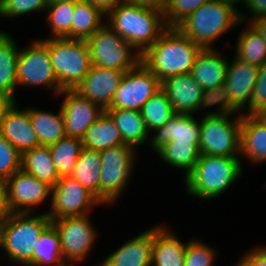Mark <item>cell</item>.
Segmentation results:
<instances>
[{"mask_svg": "<svg viewBox=\"0 0 266 266\" xmlns=\"http://www.w3.org/2000/svg\"><path fill=\"white\" fill-rule=\"evenodd\" d=\"M82 148L81 139L67 136L49 146L53 164L60 178L71 175Z\"/></svg>", "mask_w": 266, "mask_h": 266, "instance_id": "obj_36", "label": "cell"}, {"mask_svg": "<svg viewBox=\"0 0 266 266\" xmlns=\"http://www.w3.org/2000/svg\"><path fill=\"white\" fill-rule=\"evenodd\" d=\"M88 216L51 220V224L58 231L62 257L68 266H74L76 262L83 261L96 242L97 231Z\"/></svg>", "mask_w": 266, "mask_h": 266, "instance_id": "obj_12", "label": "cell"}, {"mask_svg": "<svg viewBox=\"0 0 266 266\" xmlns=\"http://www.w3.org/2000/svg\"><path fill=\"white\" fill-rule=\"evenodd\" d=\"M240 157L201 154L194 169L184 177L187 193L199 199H213L242 175Z\"/></svg>", "mask_w": 266, "mask_h": 266, "instance_id": "obj_4", "label": "cell"}, {"mask_svg": "<svg viewBox=\"0 0 266 266\" xmlns=\"http://www.w3.org/2000/svg\"><path fill=\"white\" fill-rule=\"evenodd\" d=\"M161 89V81L140 61L124 72L109 108L141 110L143 104Z\"/></svg>", "mask_w": 266, "mask_h": 266, "instance_id": "obj_14", "label": "cell"}, {"mask_svg": "<svg viewBox=\"0 0 266 266\" xmlns=\"http://www.w3.org/2000/svg\"><path fill=\"white\" fill-rule=\"evenodd\" d=\"M165 226H153L151 266H184L186 244Z\"/></svg>", "mask_w": 266, "mask_h": 266, "instance_id": "obj_23", "label": "cell"}, {"mask_svg": "<svg viewBox=\"0 0 266 266\" xmlns=\"http://www.w3.org/2000/svg\"><path fill=\"white\" fill-rule=\"evenodd\" d=\"M21 170L54 186L60 179L49 146H38L21 154Z\"/></svg>", "mask_w": 266, "mask_h": 266, "instance_id": "obj_28", "label": "cell"}, {"mask_svg": "<svg viewBox=\"0 0 266 266\" xmlns=\"http://www.w3.org/2000/svg\"><path fill=\"white\" fill-rule=\"evenodd\" d=\"M193 116L194 114L176 113L165 125L154 130L150 147L157 152L168 142H183L199 148L200 121Z\"/></svg>", "mask_w": 266, "mask_h": 266, "instance_id": "obj_20", "label": "cell"}, {"mask_svg": "<svg viewBox=\"0 0 266 266\" xmlns=\"http://www.w3.org/2000/svg\"><path fill=\"white\" fill-rule=\"evenodd\" d=\"M244 15L233 5L209 0L182 20L176 28L198 43L202 48H213L212 43L239 24L245 23Z\"/></svg>", "mask_w": 266, "mask_h": 266, "instance_id": "obj_3", "label": "cell"}, {"mask_svg": "<svg viewBox=\"0 0 266 266\" xmlns=\"http://www.w3.org/2000/svg\"><path fill=\"white\" fill-rule=\"evenodd\" d=\"M50 210L51 220L65 217L85 216L91 208L102 204L92 193L71 176L61 177L52 186Z\"/></svg>", "mask_w": 266, "mask_h": 266, "instance_id": "obj_13", "label": "cell"}, {"mask_svg": "<svg viewBox=\"0 0 266 266\" xmlns=\"http://www.w3.org/2000/svg\"><path fill=\"white\" fill-rule=\"evenodd\" d=\"M218 111V112H217ZM237 112L224 109H216L205 113L200 121L201 154L211 156H240V129L242 113L233 121L231 115Z\"/></svg>", "mask_w": 266, "mask_h": 266, "instance_id": "obj_6", "label": "cell"}, {"mask_svg": "<svg viewBox=\"0 0 266 266\" xmlns=\"http://www.w3.org/2000/svg\"><path fill=\"white\" fill-rule=\"evenodd\" d=\"M228 61L214 48H203L190 71L192 78L215 101L221 94L227 76Z\"/></svg>", "mask_w": 266, "mask_h": 266, "instance_id": "obj_18", "label": "cell"}, {"mask_svg": "<svg viewBox=\"0 0 266 266\" xmlns=\"http://www.w3.org/2000/svg\"><path fill=\"white\" fill-rule=\"evenodd\" d=\"M28 114L41 146H50L66 136L61 109L55 114L28 107Z\"/></svg>", "mask_w": 266, "mask_h": 266, "instance_id": "obj_27", "label": "cell"}, {"mask_svg": "<svg viewBox=\"0 0 266 266\" xmlns=\"http://www.w3.org/2000/svg\"><path fill=\"white\" fill-rule=\"evenodd\" d=\"M51 224L45 212L12 213L0 226V247L13 264L32 266V253L41 233Z\"/></svg>", "mask_w": 266, "mask_h": 266, "instance_id": "obj_5", "label": "cell"}, {"mask_svg": "<svg viewBox=\"0 0 266 266\" xmlns=\"http://www.w3.org/2000/svg\"><path fill=\"white\" fill-rule=\"evenodd\" d=\"M243 4L252 16L247 24L253 19L266 17V0H244Z\"/></svg>", "mask_w": 266, "mask_h": 266, "instance_id": "obj_44", "label": "cell"}, {"mask_svg": "<svg viewBox=\"0 0 266 266\" xmlns=\"http://www.w3.org/2000/svg\"><path fill=\"white\" fill-rule=\"evenodd\" d=\"M91 3L99 8H101L105 13H107L112 8L116 7L120 3L127 2L128 0H84Z\"/></svg>", "mask_w": 266, "mask_h": 266, "instance_id": "obj_48", "label": "cell"}, {"mask_svg": "<svg viewBox=\"0 0 266 266\" xmlns=\"http://www.w3.org/2000/svg\"><path fill=\"white\" fill-rule=\"evenodd\" d=\"M157 154L163 162L186 171L185 177L194 169L201 155L196 145L183 142H168L157 151Z\"/></svg>", "mask_w": 266, "mask_h": 266, "instance_id": "obj_33", "label": "cell"}, {"mask_svg": "<svg viewBox=\"0 0 266 266\" xmlns=\"http://www.w3.org/2000/svg\"><path fill=\"white\" fill-rule=\"evenodd\" d=\"M236 266H266V247H257L240 258Z\"/></svg>", "mask_w": 266, "mask_h": 266, "instance_id": "obj_43", "label": "cell"}, {"mask_svg": "<svg viewBox=\"0 0 266 266\" xmlns=\"http://www.w3.org/2000/svg\"><path fill=\"white\" fill-rule=\"evenodd\" d=\"M32 266H68L62 257L58 231L52 224L39 236L32 253Z\"/></svg>", "mask_w": 266, "mask_h": 266, "instance_id": "obj_32", "label": "cell"}, {"mask_svg": "<svg viewBox=\"0 0 266 266\" xmlns=\"http://www.w3.org/2000/svg\"><path fill=\"white\" fill-rule=\"evenodd\" d=\"M5 182L8 204L13 213H34L38 205L52 194V186L22 170Z\"/></svg>", "mask_w": 266, "mask_h": 266, "instance_id": "obj_15", "label": "cell"}, {"mask_svg": "<svg viewBox=\"0 0 266 266\" xmlns=\"http://www.w3.org/2000/svg\"><path fill=\"white\" fill-rule=\"evenodd\" d=\"M58 1H63V2H79V1H82V0H49V2H58Z\"/></svg>", "mask_w": 266, "mask_h": 266, "instance_id": "obj_52", "label": "cell"}, {"mask_svg": "<svg viewBox=\"0 0 266 266\" xmlns=\"http://www.w3.org/2000/svg\"><path fill=\"white\" fill-rule=\"evenodd\" d=\"M18 56L16 41L8 33L0 31V92L12 96L17 88Z\"/></svg>", "mask_w": 266, "mask_h": 266, "instance_id": "obj_31", "label": "cell"}, {"mask_svg": "<svg viewBox=\"0 0 266 266\" xmlns=\"http://www.w3.org/2000/svg\"><path fill=\"white\" fill-rule=\"evenodd\" d=\"M48 52L62 89H74L92 66L86 40L48 37Z\"/></svg>", "mask_w": 266, "mask_h": 266, "instance_id": "obj_7", "label": "cell"}, {"mask_svg": "<svg viewBox=\"0 0 266 266\" xmlns=\"http://www.w3.org/2000/svg\"><path fill=\"white\" fill-rule=\"evenodd\" d=\"M38 85L54 90L55 95L63 90L52 68L48 38L34 40L28 47L20 48L17 59V87Z\"/></svg>", "mask_w": 266, "mask_h": 266, "instance_id": "obj_10", "label": "cell"}, {"mask_svg": "<svg viewBox=\"0 0 266 266\" xmlns=\"http://www.w3.org/2000/svg\"><path fill=\"white\" fill-rule=\"evenodd\" d=\"M9 204H8V195H7V186L6 182L3 179H0V226L8 219L12 214Z\"/></svg>", "mask_w": 266, "mask_h": 266, "instance_id": "obj_45", "label": "cell"}, {"mask_svg": "<svg viewBox=\"0 0 266 266\" xmlns=\"http://www.w3.org/2000/svg\"><path fill=\"white\" fill-rule=\"evenodd\" d=\"M21 170V153L0 133V179Z\"/></svg>", "mask_w": 266, "mask_h": 266, "instance_id": "obj_40", "label": "cell"}, {"mask_svg": "<svg viewBox=\"0 0 266 266\" xmlns=\"http://www.w3.org/2000/svg\"><path fill=\"white\" fill-rule=\"evenodd\" d=\"M106 13L99 7L84 0L74 3L71 24V39L87 40L105 23Z\"/></svg>", "mask_w": 266, "mask_h": 266, "instance_id": "obj_29", "label": "cell"}, {"mask_svg": "<svg viewBox=\"0 0 266 266\" xmlns=\"http://www.w3.org/2000/svg\"><path fill=\"white\" fill-rule=\"evenodd\" d=\"M266 107V63L259 66L257 81L250 99L247 116H255Z\"/></svg>", "mask_w": 266, "mask_h": 266, "instance_id": "obj_42", "label": "cell"}, {"mask_svg": "<svg viewBox=\"0 0 266 266\" xmlns=\"http://www.w3.org/2000/svg\"><path fill=\"white\" fill-rule=\"evenodd\" d=\"M140 113L149 133L165 125L176 114L162 88L143 104Z\"/></svg>", "mask_w": 266, "mask_h": 266, "instance_id": "obj_35", "label": "cell"}, {"mask_svg": "<svg viewBox=\"0 0 266 266\" xmlns=\"http://www.w3.org/2000/svg\"><path fill=\"white\" fill-rule=\"evenodd\" d=\"M105 111L115 121L125 144L137 149L138 146L147 142L149 132L139 110L107 108Z\"/></svg>", "mask_w": 266, "mask_h": 266, "instance_id": "obj_26", "label": "cell"}, {"mask_svg": "<svg viewBox=\"0 0 266 266\" xmlns=\"http://www.w3.org/2000/svg\"><path fill=\"white\" fill-rule=\"evenodd\" d=\"M209 0H168L164 20L167 27H176L182 20Z\"/></svg>", "mask_w": 266, "mask_h": 266, "instance_id": "obj_38", "label": "cell"}, {"mask_svg": "<svg viewBox=\"0 0 266 266\" xmlns=\"http://www.w3.org/2000/svg\"><path fill=\"white\" fill-rule=\"evenodd\" d=\"M47 21L52 32L50 38H70L74 12L73 2H49Z\"/></svg>", "mask_w": 266, "mask_h": 266, "instance_id": "obj_37", "label": "cell"}, {"mask_svg": "<svg viewBox=\"0 0 266 266\" xmlns=\"http://www.w3.org/2000/svg\"><path fill=\"white\" fill-rule=\"evenodd\" d=\"M49 0H0V17L13 18L47 10Z\"/></svg>", "mask_w": 266, "mask_h": 266, "instance_id": "obj_39", "label": "cell"}, {"mask_svg": "<svg viewBox=\"0 0 266 266\" xmlns=\"http://www.w3.org/2000/svg\"><path fill=\"white\" fill-rule=\"evenodd\" d=\"M86 42L92 65L127 72L141 61V55L106 23Z\"/></svg>", "mask_w": 266, "mask_h": 266, "instance_id": "obj_9", "label": "cell"}, {"mask_svg": "<svg viewBox=\"0 0 266 266\" xmlns=\"http://www.w3.org/2000/svg\"><path fill=\"white\" fill-rule=\"evenodd\" d=\"M247 27L238 35L234 56L241 61L262 66L266 63V41L249 23Z\"/></svg>", "mask_w": 266, "mask_h": 266, "instance_id": "obj_34", "label": "cell"}, {"mask_svg": "<svg viewBox=\"0 0 266 266\" xmlns=\"http://www.w3.org/2000/svg\"><path fill=\"white\" fill-rule=\"evenodd\" d=\"M106 24L123 37L140 55L152 46L168 28L164 13L141 7L130 1L120 3L106 13Z\"/></svg>", "mask_w": 266, "mask_h": 266, "instance_id": "obj_2", "label": "cell"}, {"mask_svg": "<svg viewBox=\"0 0 266 266\" xmlns=\"http://www.w3.org/2000/svg\"><path fill=\"white\" fill-rule=\"evenodd\" d=\"M202 49L176 27H168L141 55V62L162 82L171 76L190 73Z\"/></svg>", "mask_w": 266, "mask_h": 266, "instance_id": "obj_1", "label": "cell"}, {"mask_svg": "<svg viewBox=\"0 0 266 266\" xmlns=\"http://www.w3.org/2000/svg\"><path fill=\"white\" fill-rule=\"evenodd\" d=\"M219 1L229 3V4L233 5L235 8H237L236 4H239L240 2L242 4L244 0H219Z\"/></svg>", "mask_w": 266, "mask_h": 266, "instance_id": "obj_51", "label": "cell"}, {"mask_svg": "<svg viewBox=\"0 0 266 266\" xmlns=\"http://www.w3.org/2000/svg\"><path fill=\"white\" fill-rule=\"evenodd\" d=\"M61 94L65 95L60 106L65 134L67 137L82 139L85 131L105 110L73 89H63L59 95Z\"/></svg>", "mask_w": 266, "mask_h": 266, "instance_id": "obj_17", "label": "cell"}, {"mask_svg": "<svg viewBox=\"0 0 266 266\" xmlns=\"http://www.w3.org/2000/svg\"><path fill=\"white\" fill-rule=\"evenodd\" d=\"M81 140L84 148L96 151L125 144L115 121L106 111L85 131Z\"/></svg>", "mask_w": 266, "mask_h": 266, "instance_id": "obj_25", "label": "cell"}, {"mask_svg": "<svg viewBox=\"0 0 266 266\" xmlns=\"http://www.w3.org/2000/svg\"><path fill=\"white\" fill-rule=\"evenodd\" d=\"M16 105L7 113L0 133L22 154L41 145L29 118L28 108L19 111Z\"/></svg>", "mask_w": 266, "mask_h": 266, "instance_id": "obj_22", "label": "cell"}, {"mask_svg": "<svg viewBox=\"0 0 266 266\" xmlns=\"http://www.w3.org/2000/svg\"><path fill=\"white\" fill-rule=\"evenodd\" d=\"M124 72L92 65L87 75L73 89L106 110L110 107Z\"/></svg>", "mask_w": 266, "mask_h": 266, "instance_id": "obj_19", "label": "cell"}, {"mask_svg": "<svg viewBox=\"0 0 266 266\" xmlns=\"http://www.w3.org/2000/svg\"><path fill=\"white\" fill-rule=\"evenodd\" d=\"M260 121L266 124V107L255 115Z\"/></svg>", "mask_w": 266, "mask_h": 266, "instance_id": "obj_50", "label": "cell"}, {"mask_svg": "<svg viewBox=\"0 0 266 266\" xmlns=\"http://www.w3.org/2000/svg\"><path fill=\"white\" fill-rule=\"evenodd\" d=\"M15 104V96H12L5 92H0V130L7 113L13 108Z\"/></svg>", "mask_w": 266, "mask_h": 266, "instance_id": "obj_46", "label": "cell"}, {"mask_svg": "<svg viewBox=\"0 0 266 266\" xmlns=\"http://www.w3.org/2000/svg\"><path fill=\"white\" fill-rule=\"evenodd\" d=\"M135 150V147L123 144L99 151L100 202L103 205H112L126 189L134 168Z\"/></svg>", "mask_w": 266, "mask_h": 266, "instance_id": "obj_8", "label": "cell"}, {"mask_svg": "<svg viewBox=\"0 0 266 266\" xmlns=\"http://www.w3.org/2000/svg\"><path fill=\"white\" fill-rule=\"evenodd\" d=\"M100 169L101 156L99 151L82 148L74 166L71 177L100 201Z\"/></svg>", "mask_w": 266, "mask_h": 266, "instance_id": "obj_30", "label": "cell"}, {"mask_svg": "<svg viewBox=\"0 0 266 266\" xmlns=\"http://www.w3.org/2000/svg\"><path fill=\"white\" fill-rule=\"evenodd\" d=\"M134 4L140 5L144 8L159 10L165 12L168 0H128Z\"/></svg>", "mask_w": 266, "mask_h": 266, "instance_id": "obj_47", "label": "cell"}, {"mask_svg": "<svg viewBox=\"0 0 266 266\" xmlns=\"http://www.w3.org/2000/svg\"><path fill=\"white\" fill-rule=\"evenodd\" d=\"M153 227L125 242L98 266H151Z\"/></svg>", "mask_w": 266, "mask_h": 266, "instance_id": "obj_21", "label": "cell"}, {"mask_svg": "<svg viewBox=\"0 0 266 266\" xmlns=\"http://www.w3.org/2000/svg\"><path fill=\"white\" fill-rule=\"evenodd\" d=\"M161 88L167 94L175 113L195 114V112L214 106V101L192 78L190 73L166 78Z\"/></svg>", "mask_w": 266, "mask_h": 266, "instance_id": "obj_16", "label": "cell"}, {"mask_svg": "<svg viewBox=\"0 0 266 266\" xmlns=\"http://www.w3.org/2000/svg\"><path fill=\"white\" fill-rule=\"evenodd\" d=\"M258 71V65L241 61L234 56L233 60L228 62L224 87L214 101V105L219 109L237 113L244 109L246 112L257 81Z\"/></svg>", "mask_w": 266, "mask_h": 266, "instance_id": "obj_11", "label": "cell"}, {"mask_svg": "<svg viewBox=\"0 0 266 266\" xmlns=\"http://www.w3.org/2000/svg\"><path fill=\"white\" fill-rule=\"evenodd\" d=\"M253 164L266 161V124L256 116L242 114L240 129V157Z\"/></svg>", "mask_w": 266, "mask_h": 266, "instance_id": "obj_24", "label": "cell"}, {"mask_svg": "<svg viewBox=\"0 0 266 266\" xmlns=\"http://www.w3.org/2000/svg\"><path fill=\"white\" fill-rule=\"evenodd\" d=\"M215 250L209 245L195 239L186 244L184 266H213Z\"/></svg>", "mask_w": 266, "mask_h": 266, "instance_id": "obj_41", "label": "cell"}, {"mask_svg": "<svg viewBox=\"0 0 266 266\" xmlns=\"http://www.w3.org/2000/svg\"><path fill=\"white\" fill-rule=\"evenodd\" d=\"M249 24L258 32L266 41V17L253 19Z\"/></svg>", "mask_w": 266, "mask_h": 266, "instance_id": "obj_49", "label": "cell"}]
</instances>
